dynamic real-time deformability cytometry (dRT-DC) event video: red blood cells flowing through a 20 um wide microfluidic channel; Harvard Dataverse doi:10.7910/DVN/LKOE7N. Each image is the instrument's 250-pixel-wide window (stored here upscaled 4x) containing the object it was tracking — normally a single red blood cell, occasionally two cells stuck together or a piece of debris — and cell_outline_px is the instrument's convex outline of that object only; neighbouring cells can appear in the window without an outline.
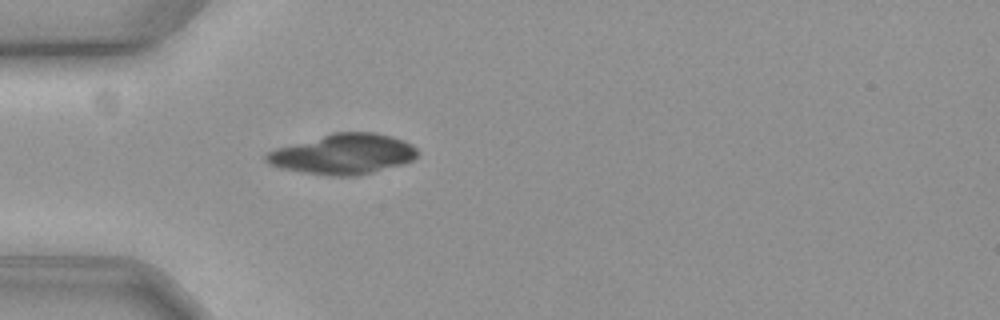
{"species": "common noctule bat (a hibernating species)", "species_latin": "Nyctalus noctula", "temperature_condition": "cold", "stored_images_in_passage": 36, "camera_frame_rate_fps": 3000, "um_per_image_px": 0.085, "animal": {"sex": "female", "body_mass_g": 19.3, "forearm_length_mm": 54.1}, "frame": {"image": 1, "passage_image": 1, "time_ms": 0.0, "image_size_px": [1000, 320], "cell_outline_px": [[420, 152], [412, 160], [400, 164], [372, 172], [356, 176], [332, 176], [304, 172], [280, 168], [268, 164], [264, 160], [264, 156], [268, 152], [276, 148], [332, 132], [372, 132], [404, 140], [412, 144]], "centroid_in_image_um": [29.14, 13.09], "position_along_channel_um": 55.9, "area_um2": 35.32}}
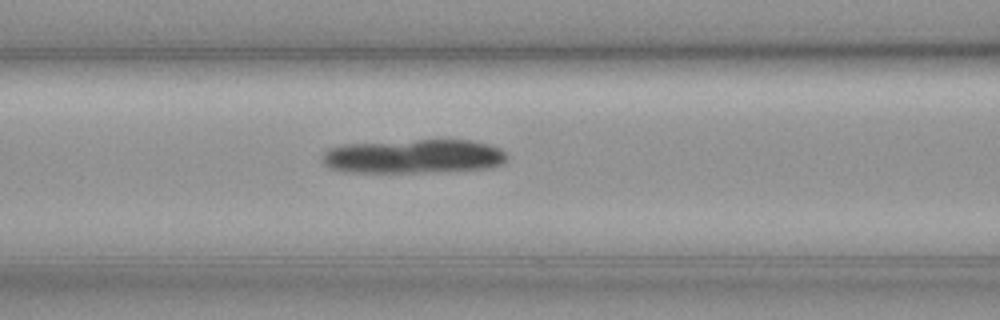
{"frame": {"image": 2, "passage_image": 8, "time_ms": 2.333, "image_size_px": [1000, 320], "cell_outline_px": [[504, 160], [500, 164], [484, 168], [412, 172], [352, 172], [328, 168], [320, 160], [320, 156], [328, 148], [344, 144], [416, 140], [472, 140], [488, 144], [500, 148], [504, 152]], "centroid_in_image_um": [35.04, 13.28], "position_along_channel_um": 131.6, "area_um2": 36.24}}